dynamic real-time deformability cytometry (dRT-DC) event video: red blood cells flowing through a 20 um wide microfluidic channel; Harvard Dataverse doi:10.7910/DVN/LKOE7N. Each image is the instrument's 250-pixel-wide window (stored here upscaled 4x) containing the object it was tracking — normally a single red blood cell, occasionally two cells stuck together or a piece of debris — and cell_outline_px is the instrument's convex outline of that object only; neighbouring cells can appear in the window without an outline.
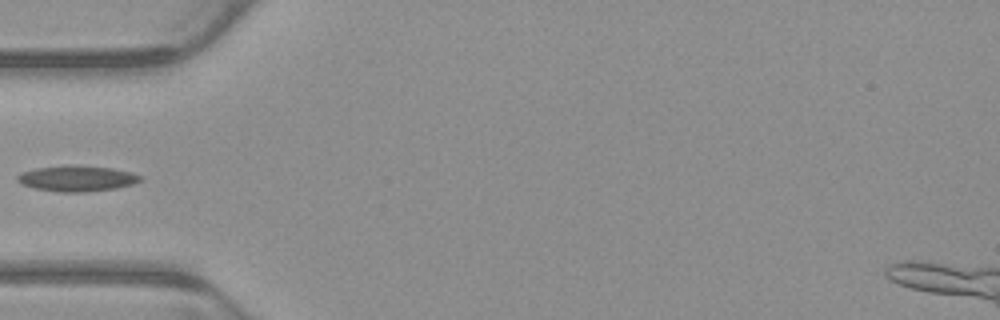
{"species": "common noctule bat (a hibernating species)", "species_latin": "Nyctalus noctula", "temperature_condition": "warm", "stored_images_in_passage": 2, "camera_frame_rate_fps": 3000, "um_per_image_px": 0.085, "animal": {"sex": "male", "body_mass_g": 23.1, "forearm_length_mm": 52.7}, "frame": {"image": 1, "passage_image": 1, "time_ms": 0.0, "image_size_px": [1000, 320], "cell_outline_px": [[144, 180], [132, 184], [116, 188], [84, 192], [60, 192], [36, 188], [20, 184], [16, 180], [16, 176], [24, 172], [36, 168], [68, 164], [112, 168], [132, 172], [144, 176]], "centroid_in_image_um": [6.58, 15.16], "position_along_channel_um": 78.4, "area_um2": 18.61}}
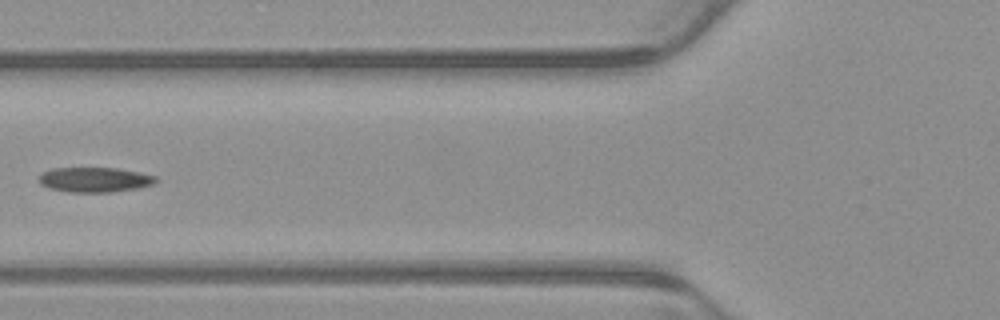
{"frame": {"image": 2, "passage_image": 2, "time_ms": 0.333, "image_size_px": [1000, 320], "cell_outline_px": [[160, 180], [152, 184], [136, 188], [112, 192], [68, 192], [48, 188], [40, 184], [40, 172], [52, 168], [116, 168], [156, 176]], "centroid_in_image_um": [8.01, 15.27], "position_along_channel_um": 117.8, "area_um2": 16.94}}